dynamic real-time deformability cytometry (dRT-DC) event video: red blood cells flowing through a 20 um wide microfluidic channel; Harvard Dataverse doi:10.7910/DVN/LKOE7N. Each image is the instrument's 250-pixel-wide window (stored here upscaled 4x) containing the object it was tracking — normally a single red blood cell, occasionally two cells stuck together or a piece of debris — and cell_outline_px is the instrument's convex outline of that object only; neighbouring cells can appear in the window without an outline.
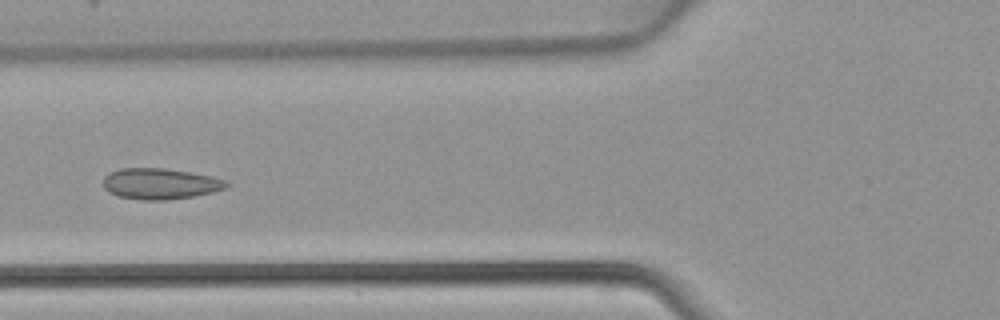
{"species": "common noctule bat (a hibernating species)", "species_latin": "Nyctalus noctula", "temperature_condition": "warm", "stored_images_in_passage": 45, "camera_frame_rate_fps": 3000, "um_per_image_px": 0.085, "animal": {"sex": "female", "body_mass_g": 22.7, "forearm_length_mm": 54.2}, "frame": {"image": 1, "passage_image": 17, "time_ms": 5.333, "image_size_px": [1000, 320], "cell_outline_px": [[228, 184], [224, 188], [212, 192], [192, 196], [164, 200], [140, 200], [116, 196], [108, 192], [104, 188], [104, 176], [108, 172], [120, 168], [164, 168], [192, 172], [212, 176], [228, 180]], "centroid_in_image_um": [13.58, 15.61], "position_along_channel_um": 112.2, "area_um2": 22.37}}
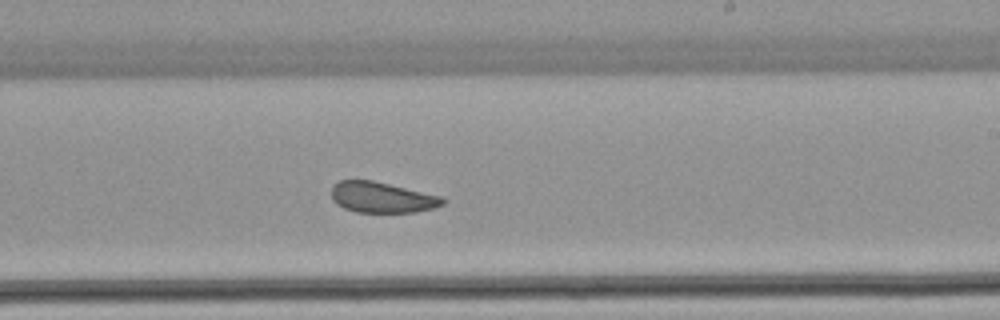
{"frame": {"image": 2, "passage_image": 27, "time_ms": 8.667, "image_size_px": [1000, 320], "cell_outline_px": [[448, 200], [444, 204], [432, 208], [416, 212], [356, 212], [344, 208], [336, 204], [332, 200], [332, 184], [340, 180], [372, 180], [440, 196]], "centroid_in_image_um": [32.44, 16.78], "position_along_channel_um": 256.6, "area_um2": 19.88}}
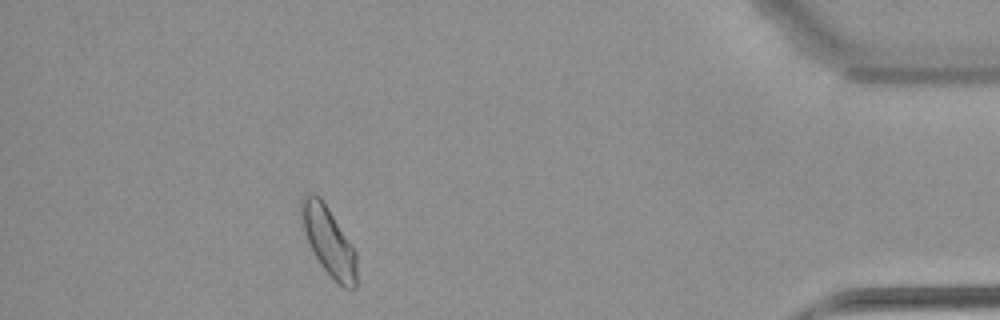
{"frame": {"image": 3, "passage_image": 41, "time_ms": 13.333, "image_size_px": [1000, 320], "cell_outline_px": [[356, 284], [352, 288], [344, 288], [320, 264], [312, 252], [308, 244], [300, 224], [300, 200], [304, 196], [312, 192], [320, 196], [356, 248]], "centroid_in_image_um": [27.9, 20.43], "position_along_channel_um": 407.3, "area_um2": 22.48}}